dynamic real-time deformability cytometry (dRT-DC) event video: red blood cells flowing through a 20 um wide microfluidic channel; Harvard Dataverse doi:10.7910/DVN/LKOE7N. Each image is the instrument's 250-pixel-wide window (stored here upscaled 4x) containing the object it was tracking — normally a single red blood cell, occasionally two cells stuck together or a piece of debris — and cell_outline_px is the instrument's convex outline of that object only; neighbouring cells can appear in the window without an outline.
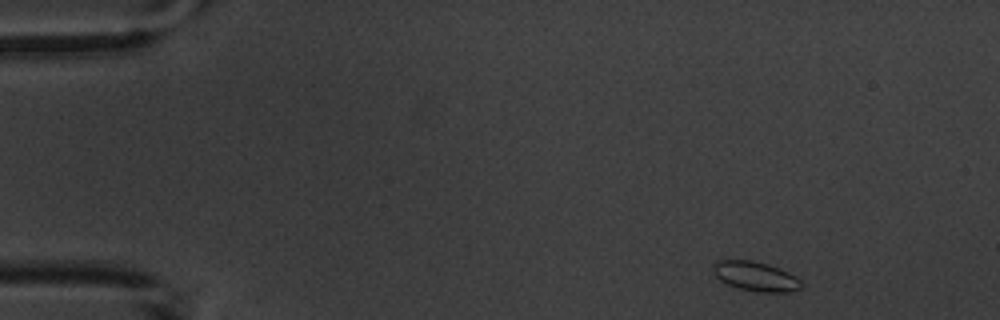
{"species": "common noctule bat (a hibernating species)", "species_latin": "Nyctalus noctula", "temperature_condition": "warm", "stored_images_in_passage": 4, "segment_of_instrument_passage": [1, 2], "camera_frame_rate_fps": 3000, "um_per_image_px": 0.085, "animal": {"sex": "male", "body_mass_g": 20.1, "forearm_length_mm": 53.5}, "frame": {"image": 1, "passage_image": 1, "time_ms": 0.0, "image_size_px": [1000, 320], "cell_outline_px": [[800, 288], [788, 292], [760, 292], [740, 288], [728, 284], [720, 280], [716, 276], [712, 268], [712, 264], [716, 260], [752, 260], [768, 264], [788, 272], [800, 280]], "centroid_in_image_um": [64.18, 23.47], "position_along_channel_um": 20.8, "area_um2": 14.97}}